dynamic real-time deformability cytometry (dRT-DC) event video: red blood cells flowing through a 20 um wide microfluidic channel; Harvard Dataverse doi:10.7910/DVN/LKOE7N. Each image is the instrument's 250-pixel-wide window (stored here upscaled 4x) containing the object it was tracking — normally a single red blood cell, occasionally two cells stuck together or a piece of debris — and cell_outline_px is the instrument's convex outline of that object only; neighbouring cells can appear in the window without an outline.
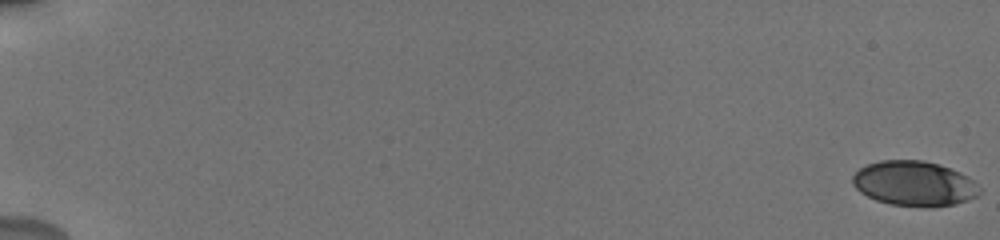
{"species": "human", "species_latin": "Homo sapiens", "temperature_condition": "cold", "stored_images_in_passage": 18, "camera_frame_rate_fps": 3000, "um_per_image_px": 0.085, "donor": {"sex": "male"}, "frame": {"image": 1, "passage_image": 1, "time_ms": 0.0, "image_size_px": [1000, 240], "cell_outline_px": [[980, 192], [976, 196], [968, 200], [956, 204], [932, 208], [888, 204], [876, 200], [860, 192], [852, 184], [852, 176], [860, 168], [868, 164], [880, 160], [924, 160], [960, 172], [968, 176], [980, 188]], "centroid_in_image_um": [77.7, 15.62], "position_along_channel_um": 7.3, "area_um2": 33.35}}
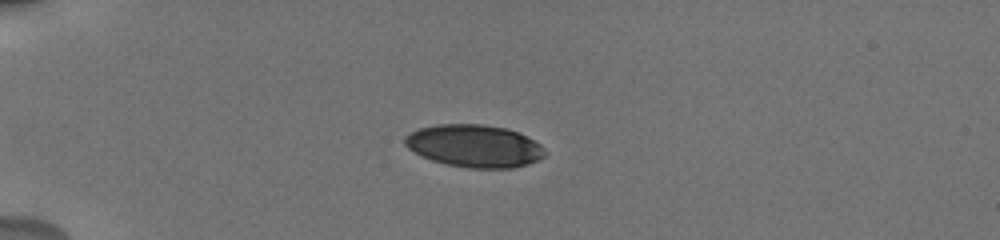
{"frame": {"image": 2, "passage_image": 16, "time_ms": 5.333, "image_size_px": [1000, 240], "cell_outline_px": [[548, 152], [540, 160], [528, 164], [512, 168], [468, 168], [448, 164], [432, 160], [408, 148], [404, 144], [404, 136], [408, 132], [420, 128], [436, 124], [484, 124], [504, 128], [516, 132], [540, 144]], "centroid_in_image_um": [40.32, 12.4], "position_along_channel_um": 44.7, "area_um2": 34.62}}